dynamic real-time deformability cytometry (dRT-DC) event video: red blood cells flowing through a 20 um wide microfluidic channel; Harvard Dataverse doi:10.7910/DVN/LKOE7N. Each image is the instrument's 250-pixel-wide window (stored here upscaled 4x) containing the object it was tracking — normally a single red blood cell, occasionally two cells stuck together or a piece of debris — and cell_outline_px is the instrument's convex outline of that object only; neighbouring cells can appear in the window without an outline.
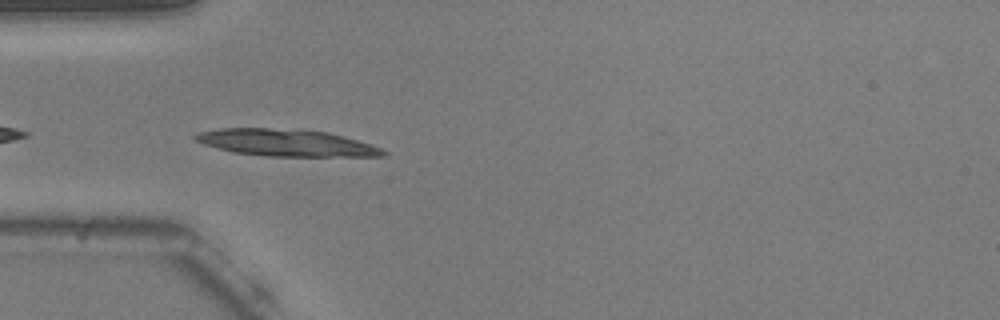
{"species": "common noctule bat (a hibernating species)", "species_latin": "Nyctalus noctula", "temperature_condition": "warm", "stored_images_in_passage": 40, "camera_frame_rate_fps": 3000, "um_per_image_px": 0.085, "animal": {"sex": "male", "body_mass_g": 20.5, "forearm_length_mm": 52.5}, "frame": {"image": 1, "passage_image": 2, "time_ms": 0.333, "image_size_px": [1000, 320], "cell_outline_px": [[388, 156], [264, 156], [232, 152], [204, 144], [192, 140], [192, 136], [196, 132], [220, 128], [300, 128], [328, 132], [344, 136], [380, 148], [388, 152]], "centroid_in_image_um": [24.27, 12.12], "position_along_channel_um": 60.7, "area_um2": 29.82}}
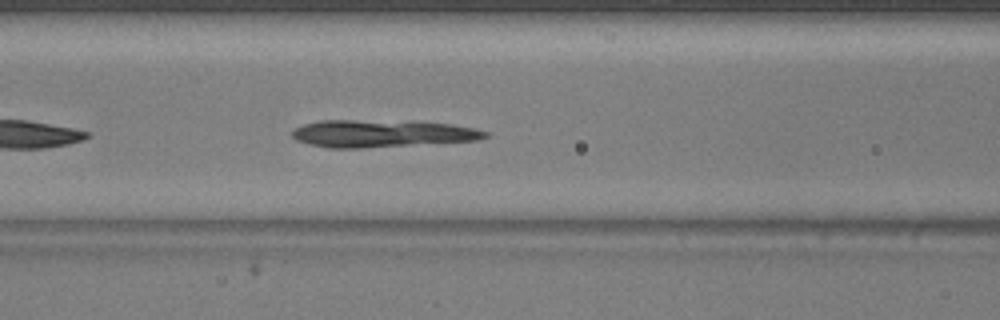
{"frame": {"image": 2, "passage_image": 8, "time_ms": 2.333, "image_size_px": [1000, 320], "cell_outline_px": [[488, 136], [476, 140], [364, 148], [328, 148], [308, 144], [296, 140], [292, 136], [292, 132], [296, 128], [304, 124], [320, 120], [352, 120], [452, 124], [472, 128], [488, 132]], "centroid_in_image_um": [32.38, 11.36], "position_along_channel_um": 134.2, "area_um2": 30.11}}
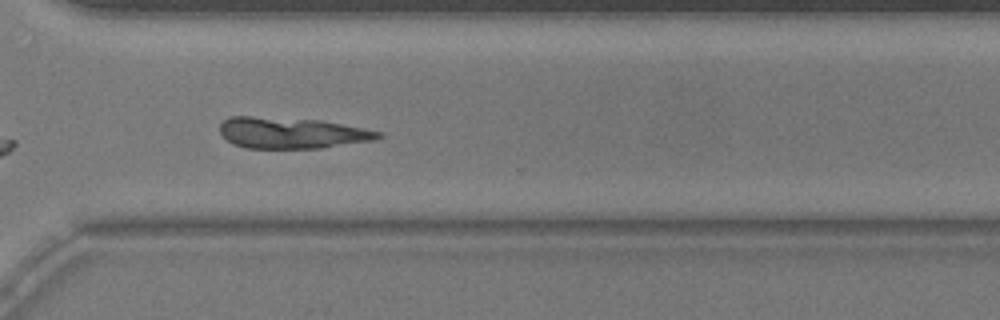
{"frame": {"image": 3, "passage_image": 25, "time_ms": 8.0, "image_size_px": [1000, 320], "cell_outline_px": [[384, 136], [372, 140], [320, 148], [244, 148], [232, 144], [220, 132], [220, 124], [228, 116], [252, 116], [320, 120], [384, 132]], "centroid_in_image_um": [24.77, 11.29], "position_along_channel_um": 345.8, "area_um2": 28.67}}